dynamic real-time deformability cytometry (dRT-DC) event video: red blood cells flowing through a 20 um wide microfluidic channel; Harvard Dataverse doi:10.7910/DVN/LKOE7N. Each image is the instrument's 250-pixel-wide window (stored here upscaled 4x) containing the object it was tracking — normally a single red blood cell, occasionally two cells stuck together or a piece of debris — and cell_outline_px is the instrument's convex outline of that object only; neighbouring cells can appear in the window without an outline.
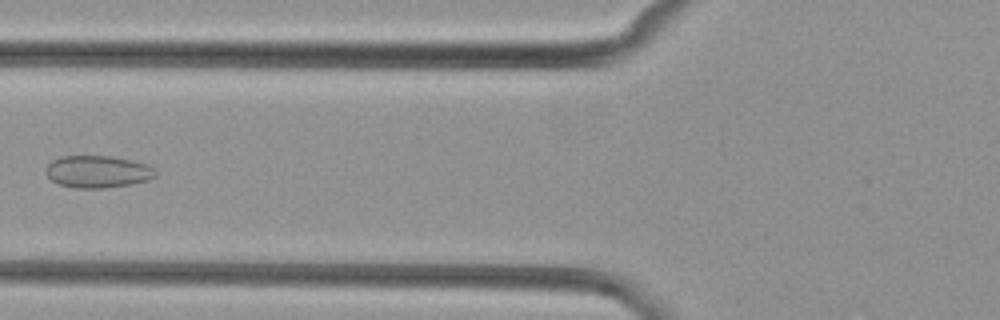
{"species": "common noctule bat (a hibernating species)", "species_latin": "Nyctalus noctula", "temperature_condition": "cold", "stored_images_in_passage": 5, "camera_frame_rate_fps": 3000, "um_per_image_px": 0.085, "animal": {"sex": "female", "body_mass_g": 29.2, "forearm_length_mm": 56.3}, "frame": {"image": 1, "passage_image": 4, "time_ms": 3.667, "image_size_px": [1000, 320], "cell_outline_px": [[156, 176], [148, 180], [132, 184], [104, 188], [76, 188], [60, 184], [52, 180], [48, 176], [48, 164], [52, 160], [60, 156], [112, 156], [132, 160], [148, 164], [156, 172]], "centroid_in_image_um": [8.34, 14.59], "position_along_channel_um": 117.5, "area_um2": 20.46}}
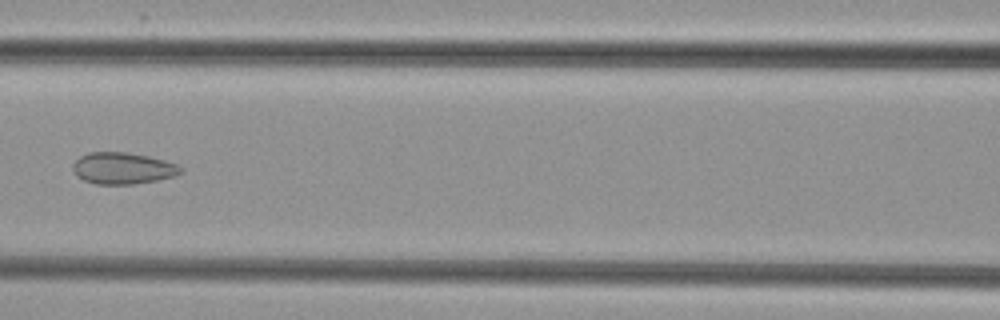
{"frame": {"image": 2, "passage_image": 5, "time_ms": 4.667, "image_size_px": [1000, 320], "cell_outline_px": [[184, 168], [176, 176], [156, 180], [132, 184], [96, 184], [84, 180], [76, 176], [72, 168], [72, 164], [80, 156], [88, 152], [128, 152], [148, 156], [164, 160], [176, 164]], "centroid_in_image_um": [10.42, 14.3], "position_along_channel_um": 156.2, "area_um2": 19.88}}